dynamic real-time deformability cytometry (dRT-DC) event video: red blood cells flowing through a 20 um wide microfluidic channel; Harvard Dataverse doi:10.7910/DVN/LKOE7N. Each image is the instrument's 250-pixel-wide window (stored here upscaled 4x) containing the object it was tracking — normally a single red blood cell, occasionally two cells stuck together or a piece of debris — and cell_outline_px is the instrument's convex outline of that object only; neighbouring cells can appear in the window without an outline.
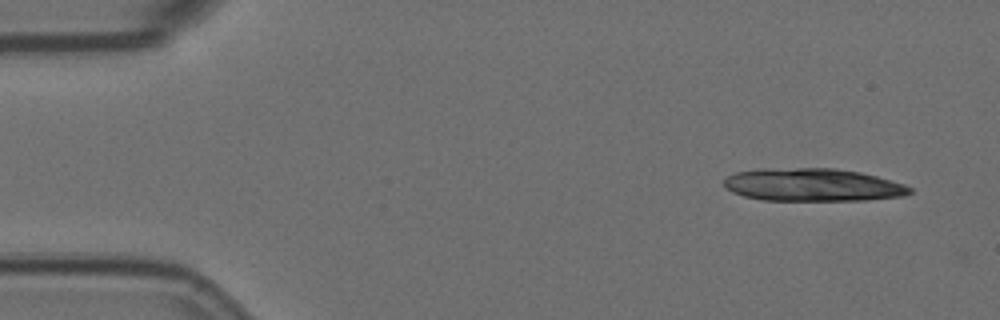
{"species": "Egyptian fruit bat (a non-hibernating species)", "species_latin": "Rousettus aegyptiacus", "temperature_condition": "room temperature", "stored_images_in_passage": 6, "camera_frame_rate_fps": 3000, "um_per_image_px": 0.085, "animal": {"sex": "female"}, "frame": {"image": 1, "passage_image": 1, "time_ms": 0.0, "image_size_px": [1000, 320], "cell_outline_px": [[912, 192], [904, 196], [868, 200], [764, 200], [744, 196], [732, 192], [724, 184], [724, 180], [728, 176], [736, 172], [760, 168], [836, 168], [860, 172], [876, 176], [904, 184], [912, 188]], "centroid_in_image_um": [69.09, 15.71], "position_along_channel_um": 15.9, "area_um2": 35.6}}
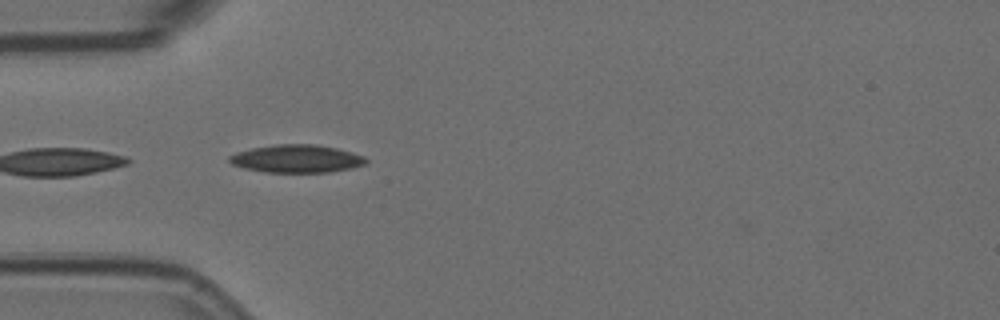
{"frame": {"image": 2, "passage_image": 5, "time_ms": 1.333, "image_size_px": [1000, 320], "cell_outline_px": [[368, 160], [364, 164], [352, 168], [328, 172], [264, 172], [244, 168], [232, 164], [228, 160], [228, 156], [236, 152], [252, 148], [276, 144], [312, 144], [336, 148], [352, 152], [364, 156]], "centroid_in_image_um": [25.19, 13.49], "position_along_channel_um": 59.8, "area_um2": 22.14}}
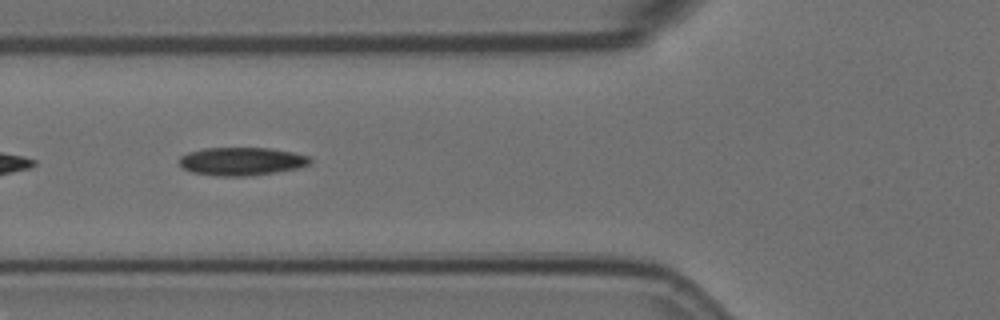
{"frame": {"image": 3, "passage_image": 6, "time_ms": 1.667, "image_size_px": [1000, 320], "cell_outline_px": [[312, 160], [308, 164], [300, 168], [276, 172], [244, 176], [216, 176], [192, 172], [184, 168], [180, 164], [180, 156], [188, 152], [204, 148], [268, 148], [292, 152], [312, 156]], "centroid_in_image_um": [20.56, 13.71], "position_along_channel_um": 105.2, "area_um2": 21.44}}